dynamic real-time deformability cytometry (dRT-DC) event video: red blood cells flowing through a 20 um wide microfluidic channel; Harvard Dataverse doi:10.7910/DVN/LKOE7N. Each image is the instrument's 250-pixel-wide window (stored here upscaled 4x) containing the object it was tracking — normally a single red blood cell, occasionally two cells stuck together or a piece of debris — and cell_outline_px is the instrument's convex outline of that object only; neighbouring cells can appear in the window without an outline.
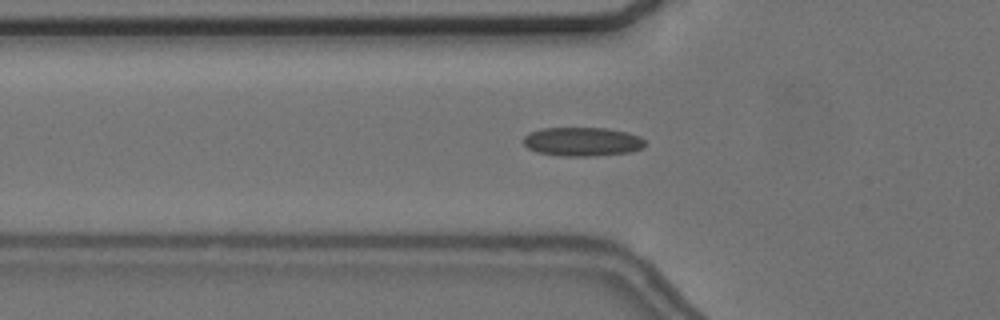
{"species": "common noctule bat (a hibernating species)", "species_latin": "Nyctalus noctula", "temperature_condition": "cold", "stored_images_in_passage": 56, "camera_frame_rate_fps": 3000, "um_per_image_px": 0.085, "animal": {"sex": "female", "body_mass_g": 24.6, "forearm_length_mm": 56.2}, "frame": {"image": 1, "passage_image": 19, "time_ms": 6.0, "image_size_px": [1000, 320], "cell_outline_px": [[644, 144], [640, 148], [632, 152], [592, 156], [560, 156], [536, 152], [528, 148], [524, 144], [524, 136], [528, 132], [540, 128], [608, 128], [628, 132], [640, 136], [644, 140]], "centroid_in_image_um": [49.47, 12.04], "position_along_channel_um": 76.3, "area_um2": 20.63}}
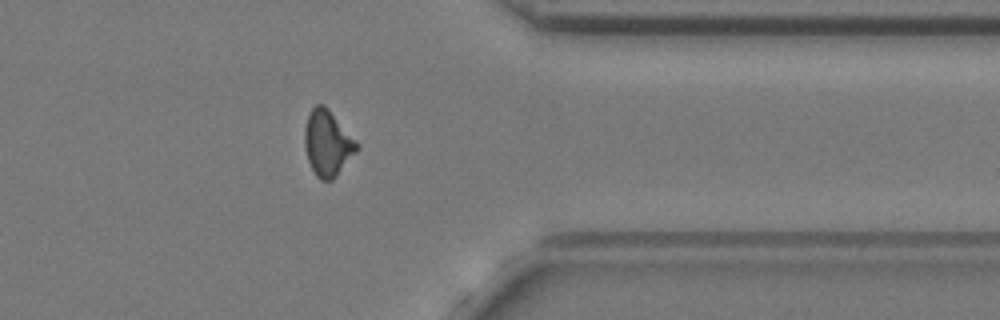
{"frame": {"image": 2, "passage_image": 45, "time_ms": 14.667, "image_size_px": [1000, 320], "cell_outline_px": [[360, 144], [356, 152], [336, 176], [332, 180], [320, 180], [316, 176], [308, 160], [304, 144], [304, 128], [308, 112], [316, 104], [324, 104], [328, 108]], "centroid_in_image_um": [27.83, 12.14], "position_along_channel_um": 383.6, "area_um2": 20.06}}
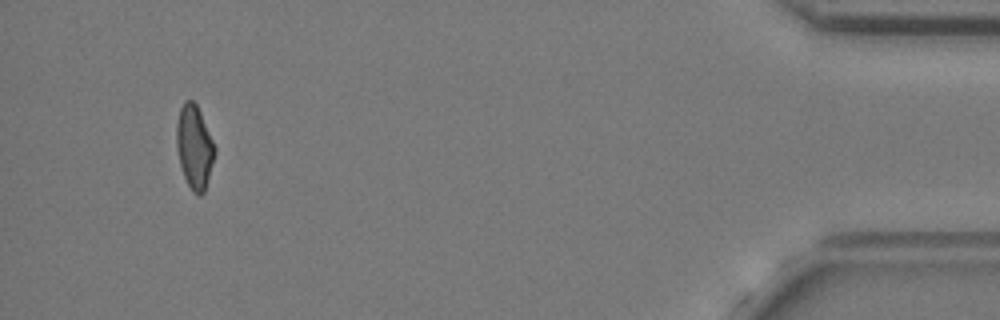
{"frame": {"image": 3, "passage_image": 53, "time_ms": 17.333, "image_size_px": [1000, 320], "cell_outline_px": [[216, 152], [204, 192], [200, 196], [192, 192], [184, 176], [180, 164], [176, 148], [176, 124], [180, 108], [184, 100], [192, 100], [196, 104], [200, 112], [216, 148]], "centroid_in_image_um": [16.51, 12.49], "position_along_channel_um": 418.7, "area_um2": 18.55}, "authors_computed_cell_mechanics": {"area_um2": 19.2763, "velocity_mm_per_s": 3.6636, "shape_relaxation_time_tau1_ms": 6.2179, "shape_relaxation_time_tau2_ms": 1.8975, "deformation_change_tau1": 0.1579, "deformation_change_tau2": 0.0942}}